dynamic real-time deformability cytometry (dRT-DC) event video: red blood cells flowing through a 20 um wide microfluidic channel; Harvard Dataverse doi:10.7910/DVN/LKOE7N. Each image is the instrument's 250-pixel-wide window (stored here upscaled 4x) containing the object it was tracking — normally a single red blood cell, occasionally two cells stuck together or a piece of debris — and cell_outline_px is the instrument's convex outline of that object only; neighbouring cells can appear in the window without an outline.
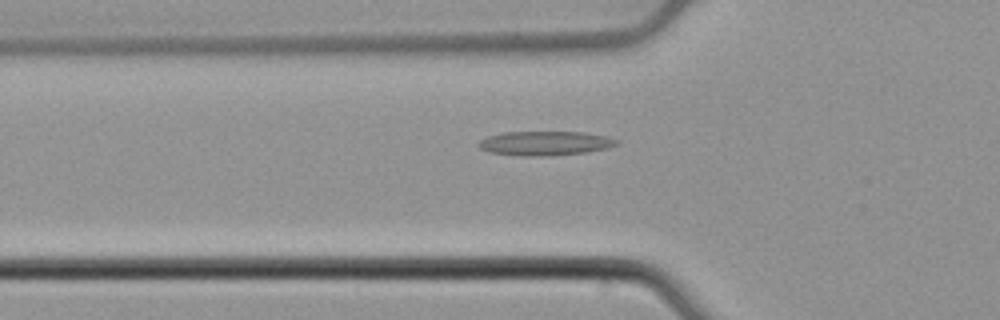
{"species": "common noctule bat (a hibernating species)", "species_latin": "Nyctalus noctula", "temperature_condition": "cold", "stored_images_in_passage": 53, "camera_frame_rate_fps": 3000, "um_per_image_px": 0.085, "animal": {"sex": "male", "body_mass_g": 21.5, "forearm_length_mm": 52.0}, "frame": {"image": 1, "passage_image": 18, "time_ms": 5.667, "image_size_px": [1000, 320], "cell_outline_px": [[620, 144], [608, 148], [588, 152], [544, 156], [520, 156], [488, 152], [480, 148], [476, 144], [480, 140], [488, 136], [504, 132], [584, 132], [608, 136], [620, 140]], "centroid_in_image_um": [46.36, 12.18], "position_along_channel_um": 79.4, "area_um2": 19.77}}
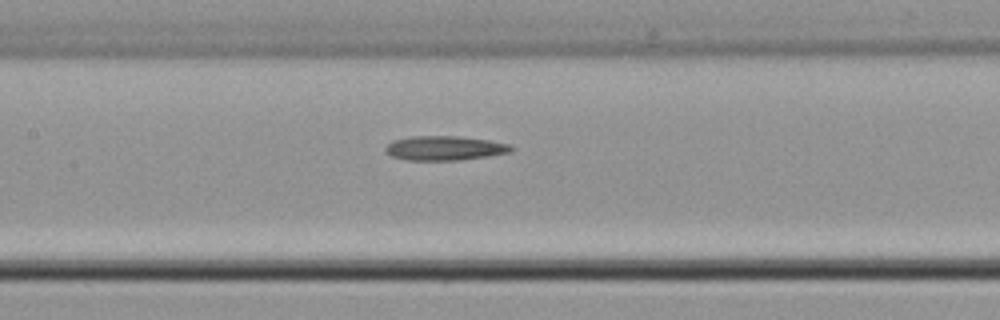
{"frame": {"image": 2, "passage_image": 25, "time_ms": 8.0, "image_size_px": [1000, 320], "cell_outline_px": [[516, 148], [512, 152], [460, 160], [404, 160], [392, 156], [384, 148], [392, 140], [412, 136], [460, 136], [488, 140], [508, 144]], "centroid_in_image_um": [37.8, 12.59], "position_along_channel_um": 169.6, "area_um2": 17.86}}
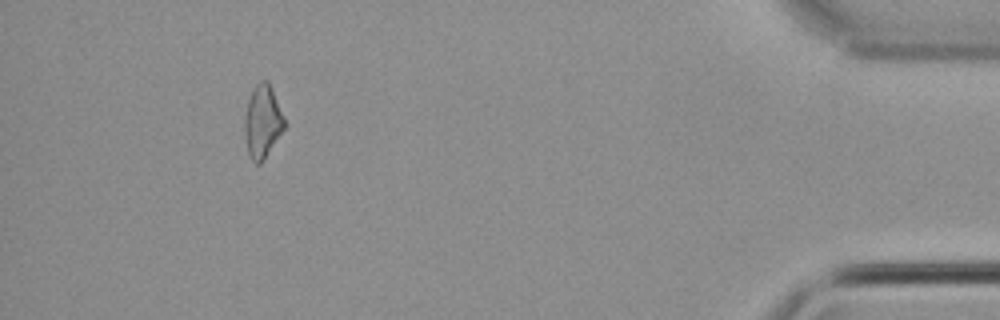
{"frame": {"image": 3, "passage_image": 49, "time_ms": 16.0, "image_size_px": [1000, 320], "cell_outline_px": [[288, 124], [264, 160], [260, 164], [256, 164], [248, 156], [244, 136], [244, 116], [248, 100], [252, 88], [260, 80], [268, 80], [272, 88]], "centroid_in_image_um": [22.32, 10.34], "position_along_channel_um": 412.9, "area_um2": 17.51}}